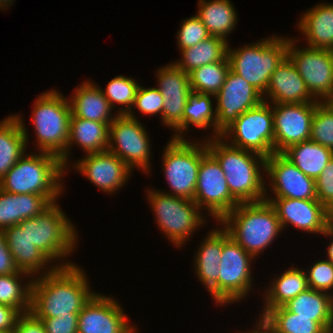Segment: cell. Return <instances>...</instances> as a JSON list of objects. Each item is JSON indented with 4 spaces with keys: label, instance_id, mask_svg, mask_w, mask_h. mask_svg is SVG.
Returning a JSON list of instances; mask_svg holds the SVG:
<instances>
[{
    "label": "cell",
    "instance_id": "6da1fadb",
    "mask_svg": "<svg viewBox=\"0 0 333 333\" xmlns=\"http://www.w3.org/2000/svg\"><path fill=\"white\" fill-rule=\"evenodd\" d=\"M87 280L76 264L33 277L30 312L36 318L78 315L96 294Z\"/></svg>",
    "mask_w": 333,
    "mask_h": 333
},
{
    "label": "cell",
    "instance_id": "7a4b0ae2",
    "mask_svg": "<svg viewBox=\"0 0 333 333\" xmlns=\"http://www.w3.org/2000/svg\"><path fill=\"white\" fill-rule=\"evenodd\" d=\"M208 152L217 160L228 184L231 195L239 203H255L265 200L267 188L262 177L266 158L258 153L236 148L222 137L206 138ZM264 180V181H263Z\"/></svg>",
    "mask_w": 333,
    "mask_h": 333
},
{
    "label": "cell",
    "instance_id": "3957f363",
    "mask_svg": "<svg viewBox=\"0 0 333 333\" xmlns=\"http://www.w3.org/2000/svg\"><path fill=\"white\" fill-rule=\"evenodd\" d=\"M65 168L54 154L26 153L0 180V189L12 194L43 195L50 203L64 192Z\"/></svg>",
    "mask_w": 333,
    "mask_h": 333
},
{
    "label": "cell",
    "instance_id": "277c9868",
    "mask_svg": "<svg viewBox=\"0 0 333 333\" xmlns=\"http://www.w3.org/2000/svg\"><path fill=\"white\" fill-rule=\"evenodd\" d=\"M219 223L224 225L223 228L234 241L254 257L269 247L284 230L276 210L266 200L239 203Z\"/></svg>",
    "mask_w": 333,
    "mask_h": 333
},
{
    "label": "cell",
    "instance_id": "5b68a950",
    "mask_svg": "<svg viewBox=\"0 0 333 333\" xmlns=\"http://www.w3.org/2000/svg\"><path fill=\"white\" fill-rule=\"evenodd\" d=\"M287 49V37L269 36L236 50L228 45L227 57L230 69L264 95L272 73L287 56Z\"/></svg>",
    "mask_w": 333,
    "mask_h": 333
},
{
    "label": "cell",
    "instance_id": "8992f818",
    "mask_svg": "<svg viewBox=\"0 0 333 333\" xmlns=\"http://www.w3.org/2000/svg\"><path fill=\"white\" fill-rule=\"evenodd\" d=\"M32 123L38 152H46L61 157L67 149L70 119L72 115L68 98L52 89L40 94L35 100Z\"/></svg>",
    "mask_w": 333,
    "mask_h": 333
},
{
    "label": "cell",
    "instance_id": "52a82bcc",
    "mask_svg": "<svg viewBox=\"0 0 333 333\" xmlns=\"http://www.w3.org/2000/svg\"><path fill=\"white\" fill-rule=\"evenodd\" d=\"M58 205L53 202L38 216L27 219L29 240L53 263L65 260L78 244L75 225Z\"/></svg>",
    "mask_w": 333,
    "mask_h": 333
},
{
    "label": "cell",
    "instance_id": "ba28073f",
    "mask_svg": "<svg viewBox=\"0 0 333 333\" xmlns=\"http://www.w3.org/2000/svg\"><path fill=\"white\" fill-rule=\"evenodd\" d=\"M147 192L159 228L175 247L183 246V243L191 238L190 235L192 236L203 222L206 223L201 209L193 200L155 189H149Z\"/></svg>",
    "mask_w": 333,
    "mask_h": 333
},
{
    "label": "cell",
    "instance_id": "9c48e42d",
    "mask_svg": "<svg viewBox=\"0 0 333 333\" xmlns=\"http://www.w3.org/2000/svg\"><path fill=\"white\" fill-rule=\"evenodd\" d=\"M207 153L206 140L193 143L187 139H170L162 160L163 173L172 192L163 193L194 200L199 166Z\"/></svg>",
    "mask_w": 333,
    "mask_h": 333
},
{
    "label": "cell",
    "instance_id": "30bf717a",
    "mask_svg": "<svg viewBox=\"0 0 333 333\" xmlns=\"http://www.w3.org/2000/svg\"><path fill=\"white\" fill-rule=\"evenodd\" d=\"M255 259L222 229V254L219 265L218 305H228L247 297L252 288L250 263Z\"/></svg>",
    "mask_w": 333,
    "mask_h": 333
},
{
    "label": "cell",
    "instance_id": "8fae6325",
    "mask_svg": "<svg viewBox=\"0 0 333 333\" xmlns=\"http://www.w3.org/2000/svg\"><path fill=\"white\" fill-rule=\"evenodd\" d=\"M221 137L232 139L227 143L233 147L258 153L265 158L269 157L274 153L272 104L264 100L258 106L239 115Z\"/></svg>",
    "mask_w": 333,
    "mask_h": 333
},
{
    "label": "cell",
    "instance_id": "7c38bea8",
    "mask_svg": "<svg viewBox=\"0 0 333 333\" xmlns=\"http://www.w3.org/2000/svg\"><path fill=\"white\" fill-rule=\"evenodd\" d=\"M150 145L148 132L136 117L117 114L109 125L108 151L119 157L131 171L136 167L147 175L150 173Z\"/></svg>",
    "mask_w": 333,
    "mask_h": 333
},
{
    "label": "cell",
    "instance_id": "4fadbf2b",
    "mask_svg": "<svg viewBox=\"0 0 333 333\" xmlns=\"http://www.w3.org/2000/svg\"><path fill=\"white\" fill-rule=\"evenodd\" d=\"M297 39L288 38L287 57L305 82L306 88L319 102L333 96V51L298 48Z\"/></svg>",
    "mask_w": 333,
    "mask_h": 333
},
{
    "label": "cell",
    "instance_id": "5bb4252c",
    "mask_svg": "<svg viewBox=\"0 0 333 333\" xmlns=\"http://www.w3.org/2000/svg\"><path fill=\"white\" fill-rule=\"evenodd\" d=\"M193 201L217 222L239 204L229 191L220 164L209 152L201 159Z\"/></svg>",
    "mask_w": 333,
    "mask_h": 333
},
{
    "label": "cell",
    "instance_id": "9a60e30c",
    "mask_svg": "<svg viewBox=\"0 0 333 333\" xmlns=\"http://www.w3.org/2000/svg\"><path fill=\"white\" fill-rule=\"evenodd\" d=\"M215 99L216 137H221L239 115L264 101L257 89L231 69Z\"/></svg>",
    "mask_w": 333,
    "mask_h": 333
},
{
    "label": "cell",
    "instance_id": "2e32d148",
    "mask_svg": "<svg viewBox=\"0 0 333 333\" xmlns=\"http://www.w3.org/2000/svg\"><path fill=\"white\" fill-rule=\"evenodd\" d=\"M318 102L273 104L274 153L310 140L315 106Z\"/></svg>",
    "mask_w": 333,
    "mask_h": 333
},
{
    "label": "cell",
    "instance_id": "e0dca14e",
    "mask_svg": "<svg viewBox=\"0 0 333 333\" xmlns=\"http://www.w3.org/2000/svg\"><path fill=\"white\" fill-rule=\"evenodd\" d=\"M265 197L277 212L282 228L292 225L307 233L323 234L333 222V214L318 200Z\"/></svg>",
    "mask_w": 333,
    "mask_h": 333
},
{
    "label": "cell",
    "instance_id": "ac0fdd59",
    "mask_svg": "<svg viewBox=\"0 0 333 333\" xmlns=\"http://www.w3.org/2000/svg\"><path fill=\"white\" fill-rule=\"evenodd\" d=\"M117 300L96 293L78 314L77 333H137Z\"/></svg>",
    "mask_w": 333,
    "mask_h": 333
},
{
    "label": "cell",
    "instance_id": "d6986e66",
    "mask_svg": "<svg viewBox=\"0 0 333 333\" xmlns=\"http://www.w3.org/2000/svg\"><path fill=\"white\" fill-rule=\"evenodd\" d=\"M156 74L157 89L163 96L162 123L174 129L175 134L183 127V111L188 95L192 92L189 74L173 62L159 68Z\"/></svg>",
    "mask_w": 333,
    "mask_h": 333
},
{
    "label": "cell",
    "instance_id": "ffe728a7",
    "mask_svg": "<svg viewBox=\"0 0 333 333\" xmlns=\"http://www.w3.org/2000/svg\"><path fill=\"white\" fill-rule=\"evenodd\" d=\"M266 174L275 198L317 200L315 180L305 175L282 153L266 157Z\"/></svg>",
    "mask_w": 333,
    "mask_h": 333
},
{
    "label": "cell",
    "instance_id": "44dd1931",
    "mask_svg": "<svg viewBox=\"0 0 333 333\" xmlns=\"http://www.w3.org/2000/svg\"><path fill=\"white\" fill-rule=\"evenodd\" d=\"M73 166L100 190L110 194L123 187L132 172L119 157L108 150L86 154Z\"/></svg>",
    "mask_w": 333,
    "mask_h": 333
},
{
    "label": "cell",
    "instance_id": "7402d4cb",
    "mask_svg": "<svg viewBox=\"0 0 333 333\" xmlns=\"http://www.w3.org/2000/svg\"><path fill=\"white\" fill-rule=\"evenodd\" d=\"M3 233L9 251L14 258L15 265L20 271L28 273L32 277L33 275L35 277V274L41 276L42 274L51 273L57 267H66L75 264L72 262H64L63 260L61 264L49 266V263L51 264L53 261L34 246L28 238L27 219L21 221L18 225L4 229ZM46 266L49 267L47 268ZM41 269L43 271L46 270L42 272Z\"/></svg>",
    "mask_w": 333,
    "mask_h": 333
},
{
    "label": "cell",
    "instance_id": "603a6c76",
    "mask_svg": "<svg viewBox=\"0 0 333 333\" xmlns=\"http://www.w3.org/2000/svg\"><path fill=\"white\" fill-rule=\"evenodd\" d=\"M269 97L270 104H290L319 102L313 100L305 82L297 69L286 56L272 73L269 86L263 95Z\"/></svg>",
    "mask_w": 333,
    "mask_h": 333
},
{
    "label": "cell",
    "instance_id": "cb8c5ba5",
    "mask_svg": "<svg viewBox=\"0 0 333 333\" xmlns=\"http://www.w3.org/2000/svg\"><path fill=\"white\" fill-rule=\"evenodd\" d=\"M93 120L75 117L70 119L69 138L66 152L60 157L63 167L67 170V164L72 145L79 146L86 154L99 153L108 150L109 125ZM76 142V144H74Z\"/></svg>",
    "mask_w": 333,
    "mask_h": 333
},
{
    "label": "cell",
    "instance_id": "d4e9b609",
    "mask_svg": "<svg viewBox=\"0 0 333 333\" xmlns=\"http://www.w3.org/2000/svg\"><path fill=\"white\" fill-rule=\"evenodd\" d=\"M200 245L194 256L196 274L214 298L213 300L218 304V273L222 254V230L220 228L211 230Z\"/></svg>",
    "mask_w": 333,
    "mask_h": 333
},
{
    "label": "cell",
    "instance_id": "484cf974",
    "mask_svg": "<svg viewBox=\"0 0 333 333\" xmlns=\"http://www.w3.org/2000/svg\"><path fill=\"white\" fill-rule=\"evenodd\" d=\"M76 88L70 99L68 98L75 117L103 123H111L116 118L117 114L111 115L113 109L101 87L88 80Z\"/></svg>",
    "mask_w": 333,
    "mask_h": 333
},
{
    "label": "cell",
    "instance_id": "4316f807",
    "mask_svg": "<svg viewBox=\"0 0 333 333\" xmlns=\"http://www.w3.org/2000/svg\"><path fill=\"white\" fill-rule=\"evenodd\" d=\"M28 137L20 115H10L0 122V180L26 153Z\"/></svg>",
    "mask_w": 333,
    "mask_h": 333
},
{
    "label": "cell",
    "instance_id": "83f0119b",
    "mask_svg": "<svg viewBox=\"0 0 333 333\" xmlns=\"http://www.w3.org/2000/svg\"><path fill=\"white\" fill-rule=\"evenodd\" d=\"M307 46L333 51V3H320L303 13L297 24Z\"/></svg>",
    "mask_w": 333,
    "mask_h": 333
},
{
    "label": "cell",
    "instance_id": "f1b7e54d",
    "mask_svg": "<svg viewBox=\"0 0 333 333\" xmlns=\"http://www.w3.org/2000/svg\"><path fill=\"white\" fill-rule=\"evenodd\" d=\"M51 203L38 194H12L0 189V230L38 216Z\"/></svg>",
    "mask_w": 333,
    "mask_h": 333
},
{
    "label": "cell",
    "instance_id": "f546056e",
    "mask_svg": "<svg viewBox=\"0 0 333 333\" xmlns=\"http://www.w3.org/2000/svg\"><path fill=\"white\" fill-rule=\"evenodd\" d=\"M308 288L291 299L284 307L299 317H313L333 333V294Z\"/></svg>",
    "mask_w": 333,
    "mask_h": 333
},
{
    "label": "cell",
    "instance_id": "4dcf8cb0",
    "mask_svg": "<svg viewBox=\"0 0 333 333\" xmlns=\"http://www.w3.org/2000/svg\"><path fill=\"white\" fill-rule=\"evenodd\" d=\"M282 154L308 177L316 180L333 159V151L311 140L289 146Z\"/></svg>",
    "mask_w": 333,
    "mask_h": 333
},
{
    "label": "cell",
    "instance_id": "1f68e13d",
    "mask_svg": "<svg viewBox=\"0 0 333 333\" xmlns=\"http://www.w3.org/2000/svg\"><path fill=\"white\" fill-rule=\"evenodd\" d=\"M268 286L264 295L263 316L269 309L284 306L291 299L308 289L306 271L299 268H289L283 271L281 276H277Z\"/></svg>",
    "mask_w": 333,
    "mask_h": 333
},
{
    "label": "cell",
    "instance_id": "d6a6232c",
    "mask_svg": "<svg viewBox=\"0 0 333 333\" xmlns=\"http://www.w3.org/2000/svg\"><path fill=\"white\" fill-rule=\"evenodd\" d=\"M197 17L202 21L211 36L225 40L237 23V12L230 0L198 1Z\"/></svg>",
    "mask_w": 333,
    "mask_h": 333
},
{
    "label": "cell",
    "instance_id": "836d02e7",
    "mask_svg": "<svg viewBox=\"0 0 333 333\" xmlns=\"http://www.w3.org/2000/svg\"><path fill=\"white\" fill-rule=\"evenodd\" d=\"M211 94L191 92L183 111V127L173 135V139H185L182 135L191 125L199 129H213L216 138V109L213 108Z\"/></svg>",
    "mask_w": 333,
    "mask_h": 333
},
{
    "label": "cell",
    "instance_id": "e575fe53",
    "mask_svg": "<svg viewBox=\"0 0 333 333\" xmlns=\"http://www.w3.org/2000/svg\"><path fill=\"white\" fill-rule=\"evenodd\" d=\"M228 40L218 36L197 43L187 49L181 50V59L174 64L185 73L209 63L221 62L227 56Z\"/></svg>",
    "mask_w": 333,
    "mask_h": 333
},
{
    "label": "cell",
    "instance_id": "d590c367",
    "mask_svg": "<svg viewBox=\"0 0 333 333\" xmlns=\"http://www.w3.org/2000/svg\"><path fill=\"white\" fill-rule=\"evenodd\" d=\"M259 318L274 333H330L320 322L313 321V317H299L284 306L269 309Z\"/></svg>",
    "mask_w": 333,
    "mask_h": 333
},
{
    "label": "cell",
    "instance_id": "8d00e7d4",
    "mask_svg": "<svg viewBox=\"0 0 333 333\" xmlns=\"http://www.w3.org/2000/svg\"><path fill=\"white\" fill-rule=\"evenodd\" d=\"M23 277L31 275L18 271L9 275H0V304L16 309L20 314L30 312L33 278L27 284L21 283Z\"/></svg>",
    "mask_w": 333,
    "mask_h": 333
},
{
    "label": "cell",
    "instance_id": "74e56055",
    "mask_svg": "<svg viewBox=\"0 0 333 333\" xmlns=\"http://www.w3.org/2000/svg\"><path fill=\"white\" fill-rule=\"evenodd\" d=\"M230 70V63L226 56L221 62L209 63L189 74L190 87L193 92L216 95L225 82Z\"/></svg>",
    "mask_w": 333,
    "mask_h": 333
},
{
    "label": "cell",
    "instance_id": "f35d334b",
    "mask_svg": "<svg viewBox=\"0 0 333 333\" xmlns=\"http://www.w3.org/2000/svg\"><path fill=\"white\" fill-rule=\"evenodd\" d=\"M140 85L136 80L131 77H125L123 75L115 76L107 84L106 90H102V93L108 100L111 108L114 110L115 103L120 104L117 114L125 115L135 118L133 113V104Z\"/></svg>",
    "mask_w": 333,
    "mask_h": 333
},
{
    "label": "cell",
    "instance_id": "ab89813d",
    "mask_svg": "<svg viewBox=\"0 0 333 333\" xmlns=\"http://www.w3.org/2000/svg\"><path fill=\"white\" fill-rule=\"evenodd\" d=\"M310 140L333 151V110L325 101L315 106Z\"/></svg>",
    "mask_w": 333,
    "mask_h": 333
},
{
    "label": "cell",
    "instance_id": "60d3db41",
    "mask_svg": "<svg viewBox=\"0 0 333 333\" xmlns=\"http://www.w3.org/2000/svg\"><path fill=\"white\" fill-rule=\"evenodd\" d=\"M180 26V30H178V34L176 35L179 50L195 46L197 43L211 36L196 14L183 20Z\"/></svg>",
    "mask_w": 333,
    "mask_h": 333
},
{
    "label": "cell",
    "instance_id": "b9f144b4",
    "mask_svg": "<svg viewBox=\"0 0 333 333\" xmlns=\"http://www.w3.org/2000/svg\"><path fill=\"white\" fill-rule=\"evenodd\" d=\"M308 287L326 293L333 289V264L326 260H318L306 270Z\"/></svg>",
    "mask_w": 333,
    "mask_h": 333
},
{
    "label": "cell",
    "instance_id": "7bdbcfd3",
    "mask_svg": "<svg viewBox=\"0 0 333 333\" xmlns=\"http://www.w3.org/2000/svg\"><path fill=\"white\" fill-rule=\"evenodd\" d=\"M163 101V96L156 87L144 88L140 85L133 108H136L145 115L160 114L162 117Z\"/></svg>",
    "mask_w": 333,
    "mask_h": 333
},
{
    "label": "cell",
    "instance_id": "ee69618b",
    "mask_svg": "<svg viewBox=\"0 0 333 333\" xmlns=\"http://www.w3.org/2000/svg\"><path fill=\"white\" fill-rule=\"evenodd\" d=\"M317 200L333 214V159L315 180Z\"/></svg>",
    "mask_w": 333,
    "mask_h": 333
},
{
    "label": "cell",
    "instance_id": "f6af8a7d",
    "mask_svg": "<svg viewBox=\"0 0 333 333\" xmlns=\"http://www.w3.org/2000/svg\"><path fill=\"white\" fill-rule=\"evenodd\" d=\"M45 327L46 333H77L78 315H64L57 318H37Z\"/></svg>",
    "mask_w": 333,
    "mask_h": 333
},
{
    "label": "cell",
    "instance_id": "bcb514c9",
    "mask_svg": "<svg viewBox=\"0 0 333 333\" xmlns=\"http://www.w3.org/2000/svg\"><path fill=\"white\" fill-rule=\"evenodd\" d=\"M14 333H46L45 327L40 319L31 312L20 314L16 320Z\"/></svg>",
    "mask_w": 333,
    "mask_h": 333
},
{
    "label": "cell",
    "instance_id": "7dc6e473",
    "mask_svg": "<svg viewBox=\"0 0 333 333\" xmlns=\"http://www.w3.org/2000/svg\"><path fill=\"white\" fill-rule=\"evenodd\" d=\"M14 258L6 244L3 230H0V275H9L18 272Z\"/></svg>",
    "mask_w": 333,
    "mask_h": 333
},
{
    "label": "cell",
    "instance_id": "c3c4849f",
    "mask_svg": "<svg viewBox=\"0 0 333 333\" xmlns=\"http://www.w3.org/2000/svg\"><path fill=\"white\" fill-rule=\"evenodd\" d=\"M20 313L5 304H0V330H13Z\"/></svg>",
    "mask_w": 333,
    "mask_h": 333
},
{
    "label": "cell",
    "instance_id": "681fc988",
    "mask_svg": "<svg viewBox=\"0 0 333 333\" xmlns=\"http://www.w3.org/2000/svg\"><path fill=\"white\" fill-rule=\"evenodd\" d=\"M256 326L252 330L253 332L249 331L245 333H274V331L264 322L262 318L259 319V322L256 323Z\"/></svg>",
    "mask_w": 333,
    "mask_h": 333
},
{
    "label": "cell",
    "instance_id": "f907efd6",
    "mask_svg": "<svg viewBox=\"0 0 333 333\" xmlns=\"http://www.w3.org/2000/svg\"><path fill=\"white\" fill-rule=\"evenodd\" d=\"M325 236H331V242L329 243V247L327 248V260L333 264V224L323 233Z\"/></svg>",
    "mask_w": 333,
    "mask_h": 333
},
{
    "label": "cell",
    "instance_id": "816d5d0a",
    "mask_svg": "<svg viewBox=\"0 0 333 333\" xmlns=\"http://www.w3.org/2000/svg\"><path fill=\"white\" fill-rule=\"evenodd\" d=\"M14 0H0V9H7L9 6H12ZM7 6V7H6Z\"/></svg>",
    "mask_w": 333,
    "mask_h": 333
},
{
    "label": "cell",
    "instance_id": "f5cc1de1",
    "mask_svg": "<svg viewBox=\"0 0 333 333\" xmlns=\"http://www.w3.org/2000/svg\"><path fill=\"white\" fill-rule=\"evenodd\" d=\"M333 110V96H331L329 99L325 101Z\"/></svg>",
    "mask_w": 333,
    "mask_h": 333
},
{
    "label": "cell",
    "instance_id": "db71d44e",
    "mask_svg": "<svg viewBox=\"0 0 333 333\" xmlns=\"http://www.w3.org/2000/svg\"><path fill=\"white\" fill-rule=\"evenodd\" d=\"M0 333H14L13 330H0Z\"/></svg>",
    "mask_w": 333,
    "mask_h": 333
}]
</instances>
